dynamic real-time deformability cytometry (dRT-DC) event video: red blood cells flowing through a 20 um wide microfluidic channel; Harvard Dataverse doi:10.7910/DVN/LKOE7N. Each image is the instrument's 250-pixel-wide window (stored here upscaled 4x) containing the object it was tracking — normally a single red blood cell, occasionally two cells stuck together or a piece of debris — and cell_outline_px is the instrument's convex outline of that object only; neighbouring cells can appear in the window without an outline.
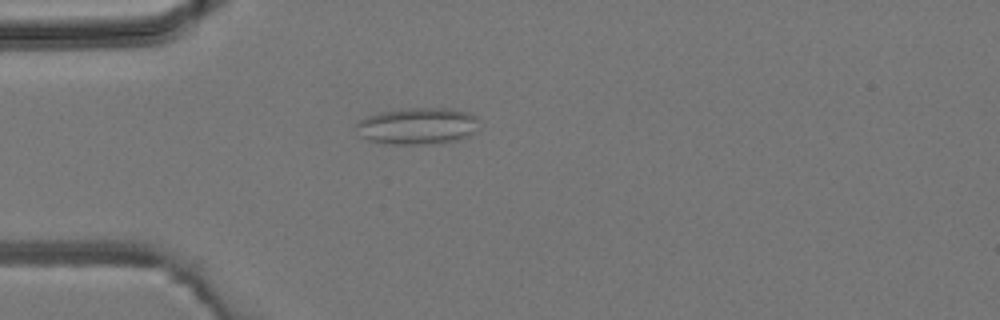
{"species": "common noctule bat (a hibernating species)", "species_latin": "Nyctalus noctula", "temperature_condition": "room temperature", "stored_images_in_passage": 1, "camera_frame_rate_fps": 3000, "um_per_image_px": 0.085, "animal": {"sex": "male", "body_mass_g": 19.2, "forearm_length_mm": 51.8}, "frame": {"image": 1, "passage_image": 1, "time_ms": 0.0, "image_size_px": [1000, 320], "cell_outline_px": [[480, 116], [476, 132], [460, 140], [440, 144], [384, 144], [368, 140], [360, 136], [356, 124], [360, 120], [368, 116], [380, 112], [408, 108], [448, 108], [468, 112]], "centroid_in_image_um": [35.56, 10.72], "position_along_channel_um": 49.4, "area_um2": 26.76}}